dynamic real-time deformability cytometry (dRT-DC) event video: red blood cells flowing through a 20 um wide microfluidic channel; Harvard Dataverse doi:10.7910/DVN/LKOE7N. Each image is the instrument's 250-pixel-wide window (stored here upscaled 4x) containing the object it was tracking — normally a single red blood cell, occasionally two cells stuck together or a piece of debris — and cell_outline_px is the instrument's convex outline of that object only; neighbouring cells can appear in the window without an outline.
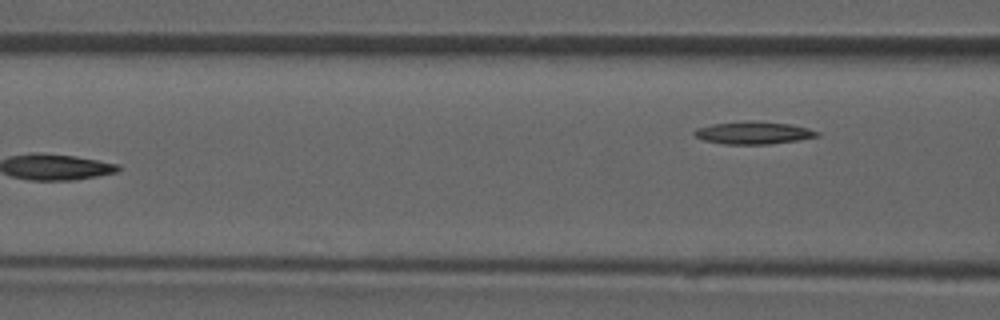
{"species": "common noctule bat (a hibernating species)", "species_latin": "Nyctalus noctula", "temperature_condition": "room temperature", "stored_images_in_passage": 6, "camera_frame_rate_fps": 3000, "um_per_image_px": 0.085, "animal": {"sex": "male", "forearm_length_mm": 52.5}, "frame": {"image": 1, "passage_image": 6, "time_ms": 5.667, "image_size_px": [1000, 320], "cell_outline_px": [[820, 136], [796, 140], [768, 144], [724, 144], [704, 140], [696, 136], [692, 132], [696, 128], [712, 124], [748, 120], [752, 120], [792, 124], [808, 128], [820, 132]], "centroid_in_image_um": [64.05, 11.27], "position_along_channel_um": 102.6, "area_um2": 16.18}}